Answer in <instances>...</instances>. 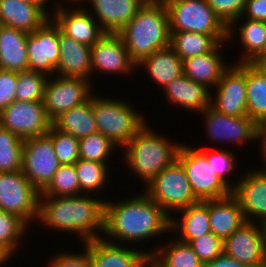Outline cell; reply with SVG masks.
I'll list each match as a JSON object with an SVG mask.
<instances>
[{"label":"cell","instance_id":"cell-1","mask_svg":"<svg viewBox=\"0 0 266 267\" xmlns=\"http://www.w3.org/2000/svg\"><path fill=\"white\" fill-rule=\"evenodd\" d=\"M114 201H105L102 238L106 241L134 247L136 243H147L157 236L161 239L160 234L171 233V217L143 190L132 198Z\"/></svg>","mask_w":266,"mask_h":267},{"label":"cell","instance_id":"cell-2","mask_svg":"<svg viewBox=\"0 0 266 267\" xmlns=\"http://www.w3.org/2000/svg\"><path fill=\"white\" fill-rule=\"evenodd\" d=\"M96 197L93 194L40 196L36 225L41 222L43 228L74 234L82 244L102 238L106 199Z\"/></svg>","mask_w":266,"mask_h":267},{"label":"cell","instance_id":"cell-3","mask_svg":"<svg viewBox=\"0 0 266 267\" xmlns=\"http://www.w3.org/2000/svg\"><path fill=\"white\" fill-rule=\"evenodd\" d=\"M148 124L146 122L119 154L122 155L125 166L132 170L131 173L145 183L142 184L144 187L177 160V153L182 144L168 139L165 134L162 136L159 132H154V128Z\"/></svg>","mask_w":266,"mask_h":267},{"label":"cell","instance_id":"cell-4","mask_svg":"<svg viewBox=\"0 0 266 267\" xmlns=\"http://www.w3.org/2000/svg\"><path fill=\"white\" fill-rule=\"evenodd\" d=\"M118 34L130 58L136 64L156 50L170 46V25L166 5L144 3Z\"/></svg>","mask_w":266,"mask_h":267},{"label":"cell","instance_id":"cell-5","mask_svg":"<svg viewBox=\"0 0 266 267\" xmlns=\"http://www.w3.org/2000/svg\"><path fill=\"white\" fill-rule=\"evenodd\" d=\"M129 102L93 93V113L97 130L119 147L118 152L148 122Z\"/></svg>","mask_w":266,"mask_h":267},{"label":"cell","instance_id":"cell-6","mask_svg":"<svg viewBox=\"0 0 266 267\" xmlns=\"http://www.w3.org/2000/svg\"><path fill=\"white\" fill-rule=\"evenodd\" d=\"M143 191L170 217L174 212L199 202L178 160L156 175Z\"/></svg>","mask_w":266,"mask_h":267},{"label":"cell","instance_id":"cell-7","mask_svg":"<svg viewBox=\"0 0 266 267\" xmlns=\"http://www.w3.org/2000/svg\"><path fill=\"white\" fill-rule=\"evenodd\" d=\"M177 160L184 168L192 191L199 201L227 197L233 191L218 177L206 155L195 146L181 144Z\"/></svg>","mask_w":266,"mask_h":267},{"label":"cell","instance_id":"cell-8","mask_svg":"<svg viewBox=\"0 0 266 267\" xmlns=\"http://www.w3.org/2000/svg\"><path fill=\"white\" fill-rule=\"evenodd\" d=\"M165 5L169 15L170 33L228 35V27L206 0H168Z\"/></svg>","mask_w":266,"mask_h":267},{"label":"cell","instance_id":"cell-9","mask_svg":"<svg viewBox=\"0 0 266 267\" xmlns=\"http://www.w3.org/2000/svg\"><path fill=\"white\" fill-rule=\"evenodd\" d=\"M40 192L29 182L22 170L0 172V210L17 215L29 226L39 213Z\"/></svg>","mask_w":266,"mask_h":267},{"label":"cell","instance_id":"cell-10","mask_svg":"<svg viewBox=\"0 0 266 267\" xmlns=\"http://www.w3.org/2000/svg\"><path fill=\"white\" fill-rule=\"evenodd\" d=\"M93 82L79 77L49 76L43 104L45 113L52 122L67 110L82 105L93 94Z\"/></svg>","mask_w":266,"mask_h":267},{"label":"cell","instance_id":"cell-11","mask_svg":"<svg viewBox=\"0 0 266 267\" xmlns=\"http://www.w3.org/2000/svg\"><path fill=\"white\" fill-rule=\"evenodd\" d=\"M60 166L52 140L47 135L24 139L22 173L40 193Z\"/></svg>","mask_w":266,"mask_h":267},{"label":"cell","instance_id":"cell-12","mask_svg":"<svg viewBox=\"0 0 266 267\" xmlns=\"http://www.w3.org/2000/svg\"><path fill=\"white\" fill-rule=\"evenodd\" d=\"M0 125L24 140L46 135L52 122L43 101H14L0 112Z\"/></svg>","mask_w":266,"mask_h":267},{"label":"cell","instance_id":"cell-13","mask_svg":"<svg viewBox=\"0 0 266 267\" xmlns=\"http://www.w3.org/2000/svg\"><path fill=\"white\" fill-rule=\"evenodd\" d=\"M204 116L205 133L213 142L232 143L245 146L256 142L258 124L248 116H231L215 110L211 105L200 112ZM225 141V142H224Z\"/></svg>","mask_w":266,"mask_h":267},{"label":"cell","instance_id":"cell-14","mask_svg":"<svg viewBox=\"0 0 266 267\" xmlns=\"http://www.w3.org/2000/svg\"><path fill=\"white\" fill-rule=\"evenodd\" d=\"M265 228V224L246 221L224 240V253L249 267H265Z\"/></svg>","mask_w":266,"mask_h":267},{"label":"cell","instance_id":"cell-15","mask_svg":"<svg viewBox=\"0 0 266 267\" xmlns=\"http://www.w3.org/2000/svg\"><path fill=\"white\" fill-rule=\"evenodd\" d=\"M213 91L211 106L215 110L231 116H247L246 63H232Z\"/></svg>","mask_w":266,"mask_h":267},{"label":"cell","instance_id":"cell-16","mask_svg":"<svg viewBox=\"0 0 266 267\" xmlns=\"http://www.w3.org/2000/svg\"><path fill=\"white\" fill-rule=\"evenodd\" d=\"M91 75L103 74L133 76L136 63L130 58L121 36L118 33H105L91 46ZM135 69V70H134Z\"/></svg>","mask_w":266,"mask_h":267},{"label":"cell","instance_id":"cell-17","mask_svg":"<svg viewBox=\"0 0 266 267\" xmlns=\"http://www.w3.org/2000/svg\"><path fill=\"white\" fill-rule=\"evenodd\" d=\"M28 70L55 75L60 59L59 26L51 18L27 36Z\"/></svg>","mask_w":266,"mask_h":267},{"label":"cell","instance_id":"cell-18","mask_svg":"<svg viewBox=\"0 0 266 267\" xmlns=\"http://www.w3.org/2000/svg\"><path fill=\"white\" fill-rule=\"evenodd\" d=\"M249 168L240 174L232 194L238 199L246 221L266 225V173Z\"/></svg>","mask_w":266,"mask_h":267},{"label":"cell","instance_id":"cell-19","mask_svg":"<svg viewBox=\"0 0 266 267\" xmlns=\"http://www.w3.org/2000/svg\"><path fill=\"white\" fill-rule=\"evenodd\" d=\"M72 5L73 8L68 5ZM67 3L51 18L60 27L61 31L74 40L87 46H93L105 32L98 22L81 3ZM75 4V5H74ZM77 5V7H76ZM69 8V9H68Z\"/></svg>","mask_w":266,"mask_h":267},{"label":"cell","instance_id":"cell-20","mask_svg":"<svg viewBox=\"0 0 266 267\" xmlns=\"http://www.w3.org/2000/svg\"><path fill=\"white\" fill-rule=\"evenodd\" d=\"M92 267H141L150 257L144 250L115 244L103 238L86 242Z\"/></svg>","mask_w":266,"mask_h":267},{"label":"cell","instance_id":"cell-21","mask_svg":"<svg viewBox=\"0 0 266 267\" xmlns=\"http://www.w3.org/2000/svg\"><path fill=\"white\" fill-rule=\"evenodd\" d=\"M235 30H239V34ZM233 35L239 38L241 49L244 50H241L242 55L238 58L239 61L236 60V63H257L266 55L265 21L243 19L241 16L228 27V43H233Z\"/></svg>","mask_w":266,"mask_h":267},{"label":"cell","instance_id":"cell-22","mask_svg":"<svg viewBox=\"0 0 266 267\" xmlns=\"http://www.w3.org/2000/svg\"><path fill=\"white\" fill-rule=\"evenodd\" d=\"M87 10L105 33H118L144 4L142 0H83Z\"/></svg>","mask_w":266,"mask_h":267},{"label":"cell","instance_id":"cell-23","mask_svg":"<svg viewBox=\"0 0 266 267\" xmlns=\"http://www.w3.org/2000/svg\"><path fill=\"white\" fill-rule=\"evenodd\" d=\"M227 44L220 42L211 52L183 60V74L212 91L232 64L225 62L222 57L221 49L227 47Z\"/></svg>","mask_w":266,"mask_h":267},{"label":"cell","instance_id":"cell-24","mask_svg":"<svg viewBox=\"0 0 266 267\" xmlns=\"http://www.w3.org/2000/svg\"><path fill=\"white\" fill-rule=\"evenodd\" d=\"M60 59L55 75L79 77L92 82L91 46L84 45L64 34L59 27Z\"/></svg>","mask_w":266,"mask_h":267},{"label":"cell","instance_id":"cell-25","mask_svg":"<svg viewBox=\"0 0 266 267\" xmlns=\"http://www.w3.org/2000/svg\"><path fill=\"white\" fill-rule=\"evenodd\" d=\"M162 90L170 105L182 107L181 110L197 112V115L211 105L213 91L184 74L166 84Z\"/></svg>","mask_w":266,"mask_h":267},{"label":"cell","instance_id":"cell-26","mask_svg":"<svg viewBox=\"0 0 266 267\" xmlns=\"http://www.w3.org/2000/svg\"><path fill=\"white\" fill-rule=\"evenodd\" d=\"M51 16L34 2L0 0V25L32 33Z\"/></svg>","mask_w":266,"mask_h":267},{"label":"cell","instance_id":"cell-27","mask_svg":"<svg viewBox=\"0 0 266 267\" xmlns=\"http://www.w3.org/2000/svg\"><path fill=\"white\" fill-rule=\"evenodd\" d=\"M176 214L171 216L170 232L178 233V237H176L178 240L190 243L192 240L211 232L209 200L199 201L177 211Z\"/></svg>","mask_w":266,"mask_h":267},{"label":"cell","instance_id":"cell-28","mask_svg":"<svg viewBox=\"0 0 266 267\" xmlns=\"http://www.w3.org/2000/svg\"><path fill=\"white\" fill-rule=\"evenodd\" d=\"M209 219L211 232L223 241L246 222L239 201L233 194L209 200Z\"/></svg>","mask_w":266,"mask_h":267},{"label":"cell","instance_id":"cell-29","mask_svg":"<svg viewBox=\"0 0 266 267\" xmlns=\"http://www.w3.org/2000/svg\"><path fill=\"white\" fill-rule=\"evenodd\" d=\"M137 71L146 70L150 81L162 89L166 84L183 75V60L170 47L156 50L151 55L143 58L137 65ZM139 68V69H138Z\"/></svg>","mask_w":266,"mask_h":267},{"label":"cell","instance_id":"cell-30","mask_svg":"<svg viewBox=\"0 0 266 267\" xmlns=\"http://www.w3.org/2000/svg\"><path fill=\"white\" fill-rule=\"evenodd\" d=\"M28 33L0 25V69L28 70Z\"/></svg>","mask_w":266,"mask_h":267},{"label":"cell","instance_id":"cell-31","mask_svg":"<svg viewBox=\"0 0 266 267\" xmlns=\"http://www.w3.org/2000/svg\"><path fill=\"white\" fill-rule=\"evenodd\" d=\"M52 126L78 140L98 132L93 113V94L84 104L73 107L52 121Z\"/></svg>","mask_w":266,"mask_h":267},{"label":"cell","instance_id":"cell-32","mask_svg":"<svg viewBox=\"0 0 266 267\" xmlns=\"http://www.w3.org/2000/svg\"><path fill=\"white\" fill-rule=\"evenodd\" d=\"M247 116L266 123V72L257 63H246Z\"/></svg>","mask_w":266,"mask_h":267},{"label":"cell","instance_id":"cell-33","mask_svg":"<svg viewBox=\"0 0 266 267\" xmlns=\"http://www.w3.org/2000/svg\"><path fill=\"white\" fill-rule=\"evenodd\" d=\"M169 241V242H168ZM164 243L157 244L146 252L154 258L161 267H204V264L194 252L189 243L182 242L176 237ZM162 244V245H161Z\"/></svg>","mask_w":266,"mask_h":267},{"label":"cell","instance_id":"cell-34","mask_svg":"<svg viewBox=\"0 0 266 267\" xmlns=\"http://www.w3.org/2000/svg\"><path fill=\"white\" fill-rule=\"evenodd\" d=\"M228 35H206L195 32L170 33V47L182 59L211 52L220 42H227Z\"/></svg>","mask_w":266,"mask_h":267},{"label":"cell","instance_id":"cell-35","mask_svg":"<svg viewBox=\"0 0 266 267\" xmlns=\"http://www.w3.org/2000/svg\"><path fill=\"white\" fill-rule=\"evenodd\" d=\"M111 168L106 163H100L97 161L79 159L75 163V169L77 172L80 194H93L96 195L100 190L103 191V187L106 188L107 182H109V175Z\"/></svg>","mask_w":266,"mask_h":267},{"label":"cell","instance_id":"cell-36","mask_svg":"<svg viewBox=\"0 0 266 267\" xmlns=\"http://www.w3.org/2000/svg\"><path fill=\"white\" fill-rule=\"evenodd\" d=\"M24 140L0 125V172L22 170Z\"/></svg>","mask_w":266,"mask_h":267},{"label":"cell","instance_id":"cell-37","mask_svg":"<svg viewBox=\"0 0 266 267\" xmlns=\"http://www.w3.org/2000/svg\"><path fill=\"white\" fill-rule=\"evenodd\" d=\"M30 226L15 214L0 210V243L15 256ZM20 247V248H18Z\"/></svg>","mask_w":266,"mask_h":267},{"label":"cell","instance_id":"cell-38","mask_svg":"<svg viewBox=\"0 0 266 267\" xmlns=\"http://www.w3.org/2000/svg\"><path fill=\"white\" fill-rule=\"evenodd\" d=\"M117 148L114 143L100 132L79 139V157L84 160L97 161L109 165L111 161L108 160L112 158L111 155L114 154Z\"/></svg>","mask_w":266,"mask_h":267},{"label":"cell","instance_id":"cell-39","mask_svg":"<svg viewBox=\"0 0 266 267\" xmlns=\"http://www.w3.org/2000/svg\"><path fill=\"white\" fill-rule=\"evenodd\" d=\"M48 78L47 74L39 71L18 72L16 101H43Z\"/></svg>","mask_w":266,"mask_h":267},{"label":"cell","instance_id":"cell-40","mask_svg":"<svg viewBox=\"0 0 266 267\" xmlns=\"http://www.w3.org/2000/svg\"><path fill=\"white\" fill-rule=\"evenodd\" d=\"M80 195V186L75 164L61 165L54 173L52 181L40 196Z\"/></svg>","mask_w":266,"mask_h":267},{"label":"cell","instance_id":"cell-41","mask_svg":"<svg viewBox=\"0 0 266 267\" xmlns=\"http://www.w3.org/2000/svg\"><path fill=\"white\" fill-rule=\"evenodd\" d=\"M53 143L55 154L61 165L75 164L79 159V140L50 126L46 134Z\"/></svg>","mask_w":266,"mask_h":267},{"label":"cell","instance_id":"cell-42","mask_svg":"<svg viewBox=\"0 0 266 267\" xmlns=\"http://www.w3.org/2000/svg\"><path fill=\"white\" fill-rule=\"evenodd\" d=\"M207 157L208 161H212V167L214 168L215 173L218 177L233 191L237 185V180H233L228 177L229 174L233 175L234 170L238 165H236L235 151H228L227 149H214V151L209 152L208 150L200 149ZM230 178V180H229ZM232 180V182H231Z\"/></svg>","mask_w":266,"mask_h":267},{"label":"cell","instance_id":"cell-43","mask_svg":"<svg viewBox=\"0 0 266 267\" xmlns=\"http://www.w3.org/2000/svg\"><path fill=\"white\" fill-rule=\"evenodd\" d=\"M203 264L213 261L224 252V241L209 232L189 243Z\"/></svg>","mask_w":266,"mask_h":267},{"label":"cell","instance_id":"cell-44","mask_svg":"<svg viewBox=\"0 0 266 267\" xmlns=\"http://www.w3.org/2000/svg\"><path fill=\"white\" fill-rule=\"evenodd\" d=\"M221 21L229 27L239 19L244 11L246 0H206Z\"/></svg>","mask_w":266,"mask_h":267},{"label":"cell","instance_id":"cell-45","mask_svg":"<svg viewBox=\"0 0 266 267\" xmlns=\"http://www.w3.org/2000/svg\"><path fill=\"white\" fill-rule=\"evenodd\" d=\"M83 252L80 251L72 253V251L63 250L62 253L57 252L55 255L48 260V267H92L89 250L86 242L82 245Z\"/></svg>","mask_w":266,"mask_h":267},{"label":"cell","instance_id":"cell-46","mask_svg":"<svg viewBox=\"0 0 266 267\" xmlns=\"http://www.w3.org/2000/svg\"><path fill=\"white\" fill-rule=\"evenodd\" d=\"M18 72L0 69V112L16 101Z\"/></svg>","mask_w":266,"mask_h":267},{"label":"cell","instance_id":"cell-47","mask_svg":"<svg viewBox=\"0 0 266 267\" xmlns=\"http://www.w3.org/2000/svg\"><path fill=\"white\" fill-rule=\"evenodd\" d=\"M242 17L266 22V0H246Z\"/></svg>","mask_w":266,"mask_h":267},{"label":"cell","instance_id":"cell-48","mask_svg":"<svg viewBox=\"0 0 266 267\" xmlns=\"http://www.w3.org/2000/svg\"><path fill=\"white\" fill-rule=\"evenodd\" d=\"M257 141L260 142V145H257L259 146V151L261 152L259 154H261L260 157H262V163H264L263 166H261L257 170L266 173V123L258 125L256 133V143Z\"/></svg>","mask_w":266,"mask_h":267},{"label":"cell","instance_id":"cell-49","mask_svg":"<svg viewBox=\"0 0 266 267\" xmlns=\"http://www.w3.org/2000/svg\"><path fill=\"white\" fill-rule=\"evenodd\" d=\"M204 267H249L246 264L240 263L239 261L226 255L224 252L215 258L213 261L204 264Z\"/></svg>","mask_w":266,"mask_h":267},{"label":"cell","instance_id":"cell-50","mask_svg":"<svg viewBox=\"0 0 266 267\" xmlns=\"http://www.w3.org/2000/svg\"><path fill=\"white\" fill-rule=\"evenodd\" d=\"M11 258L13 255L3 245H0V267L8 263L7 261L12 262Z\"/></svg>","mask_w":266,"mask_h":267},{"label":"cell","instance_id":"cell-51","mask_svg":"<svg viewBox=\"0 0 266 267\" xmlns=\"http://www.w3.org/2000/svg\"><path fill=\"white\" fill-rule=\"evenodd\" d=\"M83 0H65V2H64V0L62 1H59V0H57V4L55 3V7H54V9L52 10L51 9V11H53L52 13H51V15L53 14V13H55L56 11H58L61 7H63L64 5H66L67 3H81ZM65 3V4H64Z\"/></svg>","mask_w":266,"mask_h":267},{"label":"cell","instance_id":"cell-52","mask_svg":"<svg viewBox=\"0 0 266 267\" xmlns=\"http://www.w3.org/2000/svg\"><path fill=\"white\" fill-rule=\"evenodd\" d=\"M141 267H161L152 256H150Z\"/></svg>","mask_w":266,"mask_h":267},{"label":"cell","instance_id":"cell-53","mask_svg":"<svg viewBox=\"0 0 266 267\" xmlns=\"http://www.w3.org/2000/svg\"><path fill=\"white\" fill-rule=\"evenodd\" d=\"M50 1L49 0H33L34 3L38 4L39 6H41L46 12H48L51 15V13L48 11L49 8H47V4Z\"/></svg>","mask_w":266,"mask_h":267},{"label":"cell","instance_id":"cell-54","mask_svg":"<svg viewBox=\"0 0 266 267\" xmlns=\"http://www.w3.org/2000/svg\"><path fill=\"white\" fill-rule=\"evenodd\" d=\"M144 3H166L168 0H142Z\"/></svg>","mask_w":266,"mask_h":267},{"label":"cell","instance_id":"cell-55","mask_svg":"<svg viewBox=\"0 0 266 267\" xmlns=\"http://www.w3.org/2000/svg\"><path fill=\"white\" fill-rule=\"evenodd\" d=\"M257 64L266 72V61H259Z\"/></svg>","mask_w":266,"mask_h":267},{"label":"cell","instance_id":"cell-56","mask_svg":"<svg viewBox=\"0 0 266 267\" xmlns=\"http://www.w3.org/2000/svg\"><path fill=\"white\" fill-rule=\"evenodd\" d=\"M20 1H24V2H33V0H20Z\"/></svg>","mask_w":266,"mask_h":267},{"label":"cell","instance_id":"cell-57","mask_svg":"<svg viewBox=\"0 0 266 267\" xmlns=\"http://www.w3.org/2000/svg\"><path fill=\"white\" fill-rule=\"evenodd\" d=\"M260 61H266V55Z\"/></svg>","mask_w":266,"mask_h":267},{"label":"cell","instance_id":"cell-58","mask_svg":"<svg viewBox=\"0 0 266 267\" xmlns=\"http://www.w3.org/2000/svg\"><path fill=\"white\" fill-rule=\"evenodd\" d=\"M265 245H266V228H265Z\"/></svg>","mask_w":266,"mask_h":267}]
</instances>
